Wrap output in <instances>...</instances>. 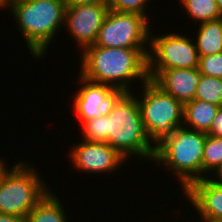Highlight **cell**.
Wrapping results in <instances>:
<instances>
[{"label":"cell","instance_id":"obj_1","mask_svg":"<svg viewBox=\"0 0 222 222\" xmlns=\"http://www.w3.org/2000/svg\"><path fill=\"white\" fill-rule=\"evenodd\" d=\"M148 53L147 48L88 46L80 54V75L110 85L118 92H131L129 85L133 80L145 83L149 79Z\"/></svg>","mask_w":222,"mask_h":222},{"label":"cell","instance_id":"obj_2","mask_svg":"<svg viewBox=\"0 0 222 222\" xmlns=\"http://www.w3.org/2000/svg\"><path fill=\"white\" fill-rule=\"evenodd\" d=\"M118 92L106 111V143L124 158L141 157L153 161L155 146L149 140L141 118L137 96Z\"/></svg>","mask_w":222,"mask_h":222},{"label":"cell","instance_id":"obj_3","mask_svg":"<svg viewBox=\"0 0 222 222\" xmlns=\"http://www.w3.org/2000/svg\"><path fill=\"white\" fill-rule=\"evenodd\" d=\"M8 7L19 27L18 31L26 41L29 53L33 58H43L58 29L64 26V1L21 0Z\"/></svg>","mask_w":222,"mask_h":222},{"label":"cell","instance_id":"obj_4","mask_svg":"<svg viewBox=\"0 0 222 222\" xmlns=\"http://www.w3.org/2000/svg\"><path fill=\"white\" fill-rule=\"evenodd\" d=\"M206 135L205 132L180 126L155 147L154 164L163 165L175 174L184 191L194 181L202 179Z\"/></svg>","mask_w":222,"mask_h":222},{"label":"cell","instance_id":"obj_5","mask_svg":"<svg viewBox=\"0 0 222 222\" xmlns=\"http://www.w3.org/2000/svg\"><path fill=\"white\" fill-rule=\"evenodd\" d=\"M21 162L0 175V213L25 219L50 189L33 166Z\"/></svg>","mask_w":222,"mask_h":222},{"label":"cell","instance_id":"obj_6","mask_svg":"<svg viewBox=\"0 0 222 222\" xmlns=\"http://www.w3.org/2000/svg\"><path fill=\"white\" fill-rule=\"evenodd\" d=\"M142 86L143 94L138 105L144 129L150 142H153V145L156 143V147L178 127L184 125V105L153 80L148 79Z\"/></svg>","mask_w":222,"mask_h":222},{"label":"cell","instance_id":"obj_7","mask_svg":"<svg viewBox=\"0 0 222 222\" xmlns=\"http://www.w3.org/2000/svg\"><path fill=\"white\" fill-rule=\"evenodd\" d=\"M148 49V78L155 80L164 70L198 68L199 53L195 42L186 34L151 36Z\"/></svg>","mask_w":222,"mask_h":222},{"label":"cell","instance_id":"obj_8","mask_svg":"<svg viewBox=\"0 0 222 222\" xmlns=\"http://www.w3.org/2000/svg\"><path fill=\"white\" fill-rule=\"evenodd\" d=\"M149 22L140 14L109 9L99 29L96 41L91 46L147 48L151 30Z\"/></svg>","mask_w":222,"mask_h":222},{"label":"cell","instance_id":"obj_9","mask_svg":"<svg viewBox=\"0 0 222 222\" xmlns=\"http://www.w3.org/2000/svg\"><path fill=\"white\" fill-rule=\"evenodd\" d=\"M109 10V3L79 4L66 7L64 25L79 48L84 50L96 41L100 27Z\"/></svg>","mask_w":222,"mask_h":222},{"label":"cell","instance_id":"obj_10","mask_svg":"<svg viewBox=\"0 0 222 222\" xmlns=\"http://www.w3.org/2000/svg\"><path fill=\"white\" fill-rule=\"evenodd\" d=\"M69 158L76 170L86 173H112L127 160L116 149L105 142L83 140L72 146ZM89 171V172H88Z\"/></svg>","mask_w":222,"mask_h":222},{"label":"cell","instance_id":"obj_11","mask_svg":"<svg viewBox=\"0 0 222 222\" xmlns=\"http://www.w3.org/2000/svg\"><path fill=\"white\" fill-rule=\"evenodd\" d=\"M78 77L82 87L76 91L73 108L82 123L105 114L118 91L110 85L87 80L80 74Z\"/></svg>","mask_w":222,"mask_h":222},{"label":"cell","instance_id":"obj_12","mask_svg":"<svg viewBox=\"0 0 222 222\" xmlns=\"http://www.w3.org/2000/svg\"><path fill=\"white\" fill-rule=\"evenodd\" d=\"M208 176L194 181L183 194L201 216V222H222V186Z\"/></svg>","mask_w":222,"mask_h":222},{"label":"cell","instance_id":"obj_13","mask_svg":"<svg viewBox=\"0 0 222 222\" xmlns=\"http://www.w3.org/2000/svg\"><path fill=\"white\" fill-rule=\"evenodd\" d=\"M202 75L198 68L169 69L164 70L154 82L184 105L194 100Z\"/></svg>","mask_w":222,"mask_h":222},{"label":"cell","instance_id":"obj_14","mask_svg":"<svg viewBox=\"0 0 222 222\" xmlns=\"http://www.w3.org/2000/svg\"><path fill=\"white\" fill-rule=\"evenodd\" d=\"M220 106L194 99L184 104L183 125L187 128L207 133Z\"/></svg>","mask_w":222,"mask_h":222},{"label":"cell","instance_id":"obj_15","mask_svg":"<svg viewBox=\"0 0 222 222\" xmlns=\"http://www.w3.org/2000/svg\"><path fill=\"white\" fill-rule=\"evenodd\" d=\"M197 38L194 42L199 57L215 55L222 52V18L203 22L198 25Z\"/></svg>","mask_w":222,"mask_h":222},{"label":"cell","instance_id":"obj_16","mask_svg":"<svg viewBox=\"0 0 222 222\" xmlns=\"http://www.w3.org/2000/svg\"><path fill=\"white\" fill-rule=\"evenodd\" d=\"M54 194L52 190L49 191L26 216L25 222H68L66 211Z\"/></svg>","mask_w":222,"mask_h":222},{"label":"cell","instance_id":"obj_17","mask_svg":"<svg viewBox=\"0 0 222 222\" xmlns=\"http://www.w3.org/2000/svg\"><path fill=\"white\" fill-rule=\"evenodd\" d=\"M189 18L199 23L214 21L222 18L215 0H180Z\"/></svg>","mask_w":222,"mask_h":222},{"label":"cell","instance_id":"obj_18","mask_svg":"<svg viewBox=\"0 0 222 222\" xmlns=\"http://www.w3.org/2000/svg\"><path fill=\"white\" fill-rule=\"evenodd\" d=\"M222 164V137L206 135L203 149L202 179ZM209 172V173H208ZM205 174H207L205 176ZM204 175V176H203Z\"/></svg>","mask_w":222,"mask_h":222},{"label":"cell","instance_id":"obj_19","mask_svg":"<svg viewBox=\"0 0 222 222\" xmlns=\"http://www.w3.org/2000/svg\"><path fill=\"white\" fill-rule=\"evenodd\" d=\"M194 99L222 107V78L202 75Z\"/></svg>","mask_w":222,"mask_h":222},{"label":"cell","instance_id":"obj_20","mask_svg":"<svg viewBox=\"0 0 222 222\" xmlns=\"http://www.w3.org/2000/svg\"><path fill=\"white\" fill-rule=\"evenodd\" d=\"M81 126L84 134L82 140L106 143V113L88 121H83Z\"/></svg>","mask_w":222,"mask_h":222},{"label":"cell","instance_id":"obj_21","mask_svg":"<svg viewBox=\"0 0 222 222\" xmlns=\"http://www.w3.org/2000/svg\"><path fill=\"white\" fill-rule=\"evenodd\" d=\"M149 1L151 0H110L109 9L117 12L140 14L149 21V18L146 15L147 3Z\"/></svg>","mask_w":222,"mask_h":222},{"label":"cell","instance_id":"obj_22","mask_svg":"<svg viewBox=\"0 0 222 222\" xmlns=\"http://www.w3.org/2000/svg\"><path fill=\"white\" fill-rule=\"evenodd\" d=\"M198 70L203 75L222 78V52L200 57Z\"/></svg>","mask_w":222,"mask_h":222},{"label":"cell","instance_id":"obj_23","mask_svg":"<svg viewBox=\"0 0 222 222\" xmlns=\"http://www.w3.org/2000/svg\"><path fill=\"white\" fill-rule=\"evenodd\" d=\"M206 134L222 137V107L218 110L210 130Z\"/></svg>","mask_w":222,"mask_h":222},{"label":"cell","instance_id":"obj_24","mask_svg":"<svg viewBox=\"0 0 222 222\" xmlns=\"http://www.w3.org/2000/svg\"><path fill=\"white\" fill-rule=\"evenodd\" d=\"M66 7L79 4L109 3L110 0H63Z\"/></svg>","mask_w":222,"mask_h":222},{"label":"cell","instance_id":"obj_25","mask_svg":"<svg viewBox=\"0 0 222 222\" xmlns=\"http://www.w3.org/2000/svg\"><path fill=\"white\" fill-rule=\"evenodd\" d=\"M0 222H25V219L20 216L0 213Z\"/></svg>","mask_w":222,"mask_h":222},{"label":"cell","instance_id":"obj_26","mask_svg":"<svg viewBox=\"0 0 222 222\" xmlns=\"http://www.w3.org/2000/svg\"><path fill=\"white\" fill-rule=\"evenodd\" d=\"M214 173L215 174V178L217 177V179H215L214 177L211 179L214 183H217L219 185L222 186V164L219 165L213 172H211V174Z\"/></svg>","mask_w":222,"mask_h":222},{"label":"cell","instance_id":"obj_27","mask_svg":"<svg viewBox=\"0 0 222 222\" xmlns=\"http://www.w3.org/2000/svg\"><path fill=\"white\" fill-rule=\"evenodd\" d=\"M5 161H3V159H0V175L2 173V171L6 168V164L4 163Z\"/></svg>","mask_w":222,"mask_h":222},{"label":"cell","instance_id":"obj_28","mask_svg":"<svg viewBox=\"0 0 222 222\" xmlns=\"http://www.w3.org/2000/svg\"><path fill=\"white\" fill-rule=\"evenodd\" d=\"M6 1V4H7V7L15 2H18V1H21V0H5Z\"/></svg>","mask_w":222,"mask_h":222},{"label":"cell","instance_id":"obj_29","mask_svg":"<svg viewBox=\"0 0 222 222\" xmlns=\"http://www.w3.org/2000/svg\"><path fill=\"white\" fill-rule=\"evenodd\" d=\"M5 6H7L6 1L5 0H0V9L3 8V7L6 9L7 7H5Z\"/></svg>","mask_w":222,"mask_h":222},{"label":"cell","instance_id":"obj_30","mask_svg":"<svg viewBox=\"0 0 222 222\" xmlns=\"http://www.w3.org/2000/svg\"><path fill=\"white\" fill-rule=\"evenodd\" d=\"M217 2V5L219 7V10L221 11L222 13V0H215Z\"/></svg>","mask_w":222,"mask_h":222}]
</instances>
